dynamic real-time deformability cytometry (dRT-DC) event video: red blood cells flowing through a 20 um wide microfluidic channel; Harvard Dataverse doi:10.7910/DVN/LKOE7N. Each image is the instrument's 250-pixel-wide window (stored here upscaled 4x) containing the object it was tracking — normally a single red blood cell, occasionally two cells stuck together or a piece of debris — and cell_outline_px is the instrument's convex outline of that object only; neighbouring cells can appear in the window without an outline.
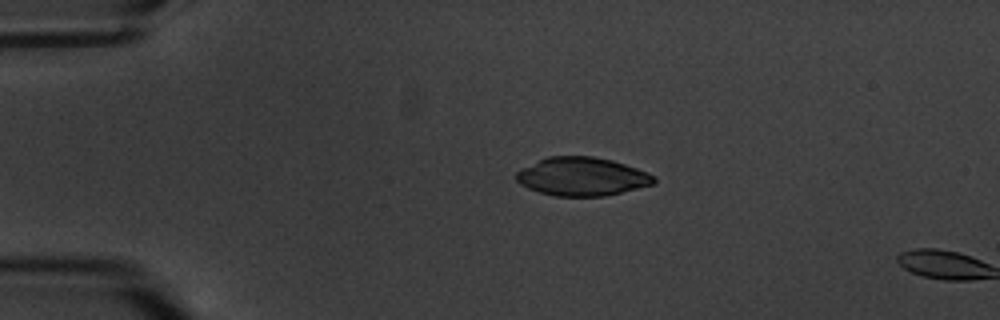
{"species": "common noctule bat (a hibernating species)", "species_latin": "Nyctalus noctula", "temperature_condition": "warm", "stored_images_in_passage": 2, "camera_frame_rate_fps": 3000, "um_per_image_px": 0.085, "animal": {"sex": "male", "body_mass_g": 20.1, "forearm_length_mm": 53.5}, "frame": {"image": 1, "passage_image": 1, "time_ms": 0.0, "image_size_px": [1000, 320], "cell_outline_px": [[656, 184], [604, 196], [556, 196], [540, 192], [528, 188], [520, 184], [516, 180], [516, 172], [548, 156], [592, 156], [612, 160], [636, 168], [656, 176]], "centroid_in_image_um": [49.5, 15.01], "position_along_channel_um": 35.5, "area_um2": 30.63}}